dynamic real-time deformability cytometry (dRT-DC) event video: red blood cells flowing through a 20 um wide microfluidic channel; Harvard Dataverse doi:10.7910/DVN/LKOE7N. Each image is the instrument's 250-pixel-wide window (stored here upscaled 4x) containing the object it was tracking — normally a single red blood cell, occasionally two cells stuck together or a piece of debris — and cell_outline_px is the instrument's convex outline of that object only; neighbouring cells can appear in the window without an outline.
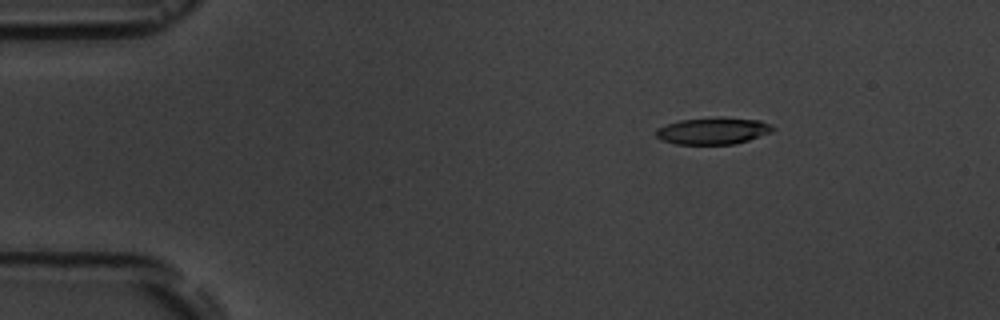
{"species": "common noctule bat (a hibernating species)", "species_latin": "Nyctalus noctula", "temperature_condition": "room temperature", "stored_images_in_passage": 8, "camera_frame_rate_fps": 3000, "um_per_image_px": 0.085, "animal": {"sex": "male", "body_mass_g": 19.5, "forearm_length_mm": 54.6}, "frame": {"image": 1, "passage_image": 3, "time_ms": 2.333, "image_size_px": [1000, 320], "cell_outline_px": [[776, 128], [772, 132], [748, 140], [732, 144], [676, 144], [660, 140], [656, 136], [656, 128], [680, 120], [720, 116], [760, 120], [772, 124]], "centroid_in_image_um": [60.63, 11.11], "position_along_channel_um": 24.4, "area_um2": 18.5}}
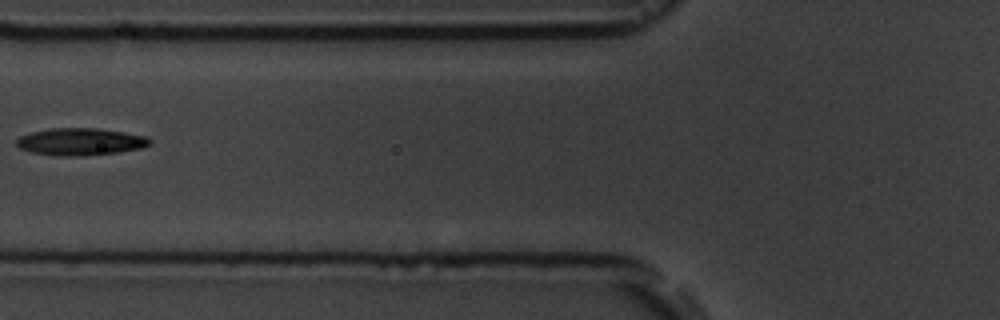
{"frame": {"image": 2, "passage_image": 7, "time_ms": 7.0, "image_size_px": [1000, 320], "cell_outline_px": [[152, 144], [144, 148], [116, 152], [76, 156], [60, 156], [32, 152], [20, 148], [16, 144], [16, 140], [20, 136], [32, 132], [48, 128], [96, 128], [124, 132], [148, 136], [152, 140]], "centroid_in_image_um": [6.88, 12.03], "position_along_channel_um": 118.9, "area_um2": 21.15}}
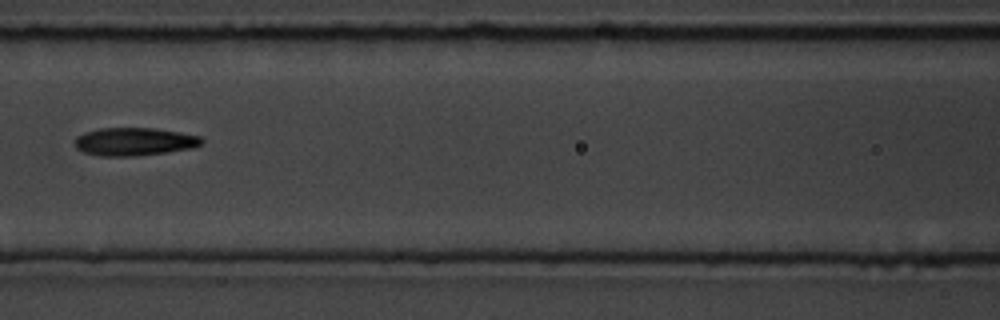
{"frame": {"image": 3, "passage_image": 8, "time_ms": 8.0, "image_size_px": [1000, 320], "cell_outline_px": [[204, 140], [200, 144], [192, 148], [136, 156], [100, 156], [84, 152], [76, 148], [76, 136], [84, 132], [100, 128], [156, 128], [180, 132], [200, 136]], "centroid_in_image_um": [11.41, 12.03], "position_along_channel_um": 155.2, "area_um2": 20.63}}